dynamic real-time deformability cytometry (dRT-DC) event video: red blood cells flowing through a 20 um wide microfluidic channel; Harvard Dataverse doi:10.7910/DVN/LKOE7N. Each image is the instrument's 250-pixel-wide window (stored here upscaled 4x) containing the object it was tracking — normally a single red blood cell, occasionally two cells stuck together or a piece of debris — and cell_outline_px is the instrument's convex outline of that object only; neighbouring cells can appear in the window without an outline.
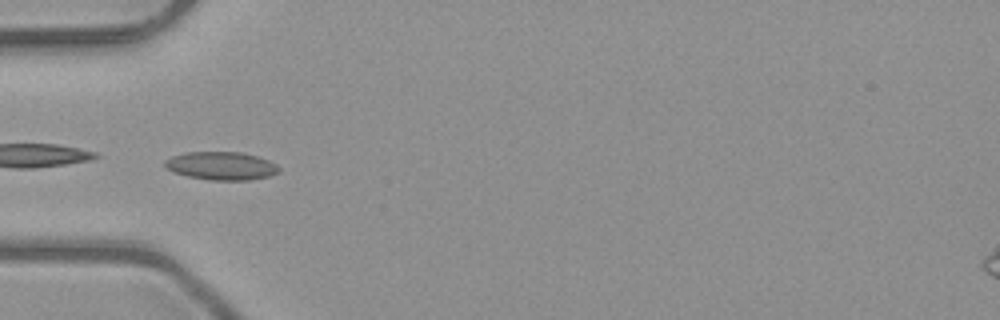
{"species": "common noctule bat (a hibernating species)", "species_latin": "Nyctalus noctula", "temperature_condition": "room temperature", "stored_images_in_passage": 8, "camera_frame_rate_fps": 3000, "um_per_image_px": 0.085, "animal": {"sex": "male", "body_mass_g": 23.1, "forearm_length_mm": 52.7}, "frame": {"image": 1, "passage_image": 5, "time_ms": 1.333, "image_size_px": [1000, 320], "cell_outline_px": [[280, 172], [268, 176], [248, 180], [208, 180], [188, 176], [164, 168], [164, 160], [172, 156], [184, 152], [240, 152], [256, 156], [268, 160], [276, 164], [280, 168]], "centroid_in_image_um": [18.79, 14.09], "position_along_channel_um": 66.2, "area_um2": 18.73}}
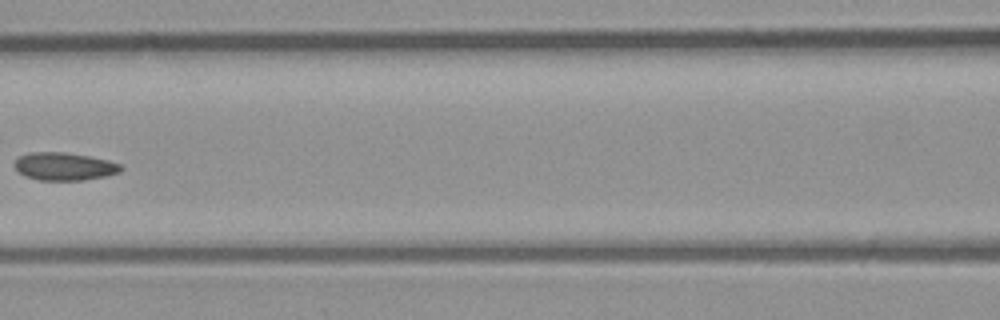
{"frame": {"image": 2, "passage_image": 7, "time_ms": 2.0, "image_size_px": [1000, 320], "cell_outline_px": [[124, 168], [120, 172], [104, 176], [84, 180], [40, 180], [24, 176], [12, 164], [20, 156], [32, 152], [64, 152], [88, 156], [108, 160], [120, 164]], "centroid_in_image_um": [5.47, 14.14], "position_along_channel_um": 161.1, "area_um2": 17.17}}
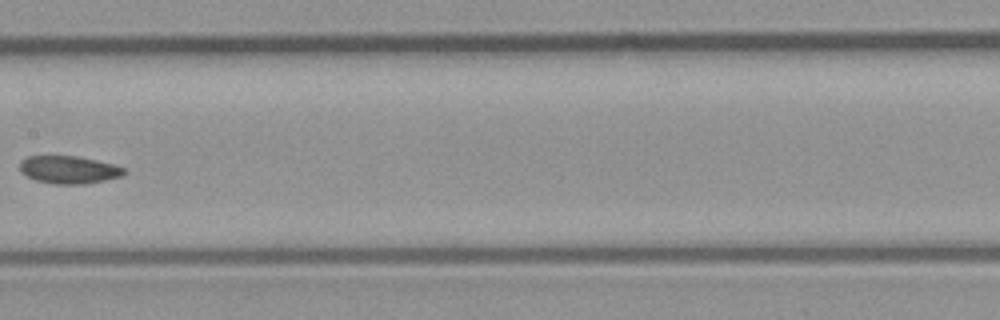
{"frame": {"image": 3, "passage_image": 8, "time_ms": 2.333, "image_size_px": [1000, 320], "cell_outline_px": [[124, 172], [120, 176], [104, 180], [84, 184], [52, 184], [36, 180], [20, 172], [20, 160], [28, 156], [76, 156], [96, 160], [112, 164], [124, 168]], "centroid_in_image_um": [5.8, 14.42], "position_along_channel_um": 201.6, "area_um2": 16.65}}